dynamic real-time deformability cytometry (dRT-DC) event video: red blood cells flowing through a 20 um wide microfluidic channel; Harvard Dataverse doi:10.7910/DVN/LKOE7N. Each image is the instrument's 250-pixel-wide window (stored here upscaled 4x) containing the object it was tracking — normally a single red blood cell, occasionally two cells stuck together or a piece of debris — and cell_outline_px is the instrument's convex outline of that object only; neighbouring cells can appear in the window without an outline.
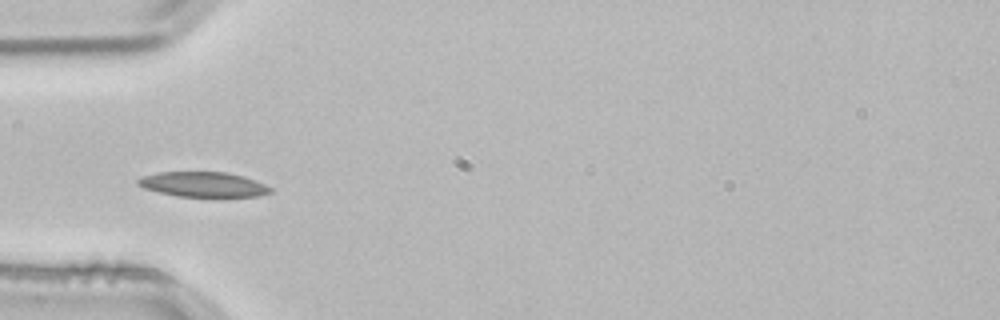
{"species": "common noctule bat (a hibernating species)", "species_latin": "Nyctalus noctula", "temperature_condition": "room temperature", "stored_images_in_passage": 3, "camera_frame_rate_fps": 3000, "um_per_image_px": 0.085, "animal": {"sex": "male", "body_mass_g": 21.5, "forearm_length_mm": 52.0}, "frame": {"image": 1, "passage_image": 2, "time_ms": 0.333, "image_size_px": [1000, 320], "cell_outline_px": [[272, 192], [260, 196], [220, 200], [216, 200], [176, 196], [144, 188], [136, 184], [136, 180], [144, 176], [160, 172], [228, 172], [244, 176], [256, 180], [272, 188]], "centroid_in_image_um": [17.37, 15.74], "position_along_channel_um": 67.6, "area_um2": 20.46}}